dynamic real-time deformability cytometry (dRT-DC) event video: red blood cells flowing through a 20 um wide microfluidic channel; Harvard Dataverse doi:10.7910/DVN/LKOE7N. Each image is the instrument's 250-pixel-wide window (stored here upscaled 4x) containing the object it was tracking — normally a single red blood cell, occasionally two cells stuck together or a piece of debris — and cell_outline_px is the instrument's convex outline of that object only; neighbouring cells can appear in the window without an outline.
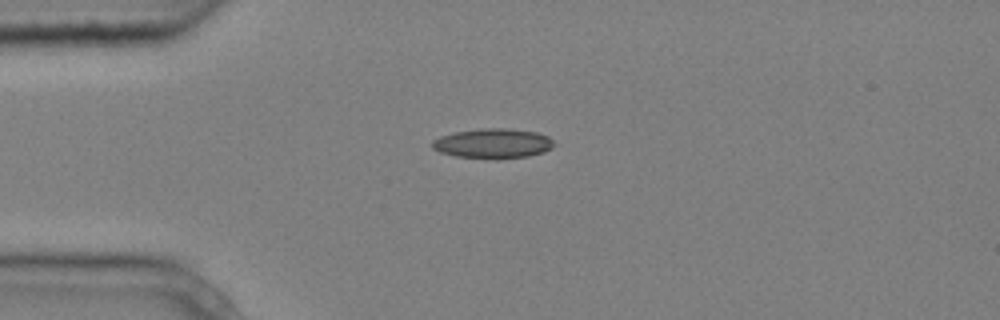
{"species": "common noctule bat (a hibernating species)", "species_latin": "Nyctalus noctula", "temperature_condition": "cold", "stored_images_in_passage": 12, "camera_frame_rate_fps": 3000, "um_per_image_px": 0.085, "animal": {"sex": "male", "body_mass_g": 20.4}, "frame": {"image": 1, "passage_image": 3, "time_ms": 0.667, "image_size_px": [1000, 320], "cell_outline_px": [[556, 144], [552, 148], [544, 152], [528, 156], [500, 160], [496, 160], [456, 156], [440, 152], [432, 148], [432, 140], [440, 136], [452, 132], [480, 128], [504, 128], [536, 132], [548, 136]], "centroid_in_image_um": [41.9, 12.2], "position_along_channel_um": 43.1, "area_um2": 21.56}}
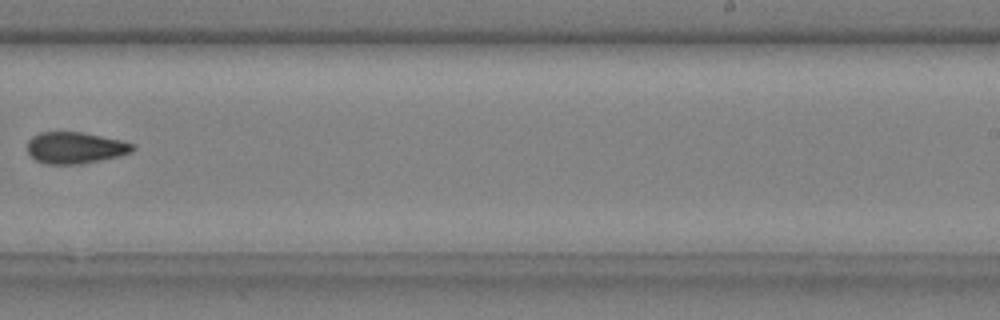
{"frame": {"image": 2, "passage_image": 9, "time_ms": 2.667, "image_size_px": [1000, 320], "cell_outline_px": [[136, 148], [132, 152], [120, 156], [80, 164], [44, 164], [36, 160], [28, 152], [28, 140], [32, 136], [40, 132], [80, 132], [120, 140], [132, 144]], "centroid_in_image_um": [6.38, 12.57], "position_along_channel_um": 282.6, "area_um2": 19.25}}